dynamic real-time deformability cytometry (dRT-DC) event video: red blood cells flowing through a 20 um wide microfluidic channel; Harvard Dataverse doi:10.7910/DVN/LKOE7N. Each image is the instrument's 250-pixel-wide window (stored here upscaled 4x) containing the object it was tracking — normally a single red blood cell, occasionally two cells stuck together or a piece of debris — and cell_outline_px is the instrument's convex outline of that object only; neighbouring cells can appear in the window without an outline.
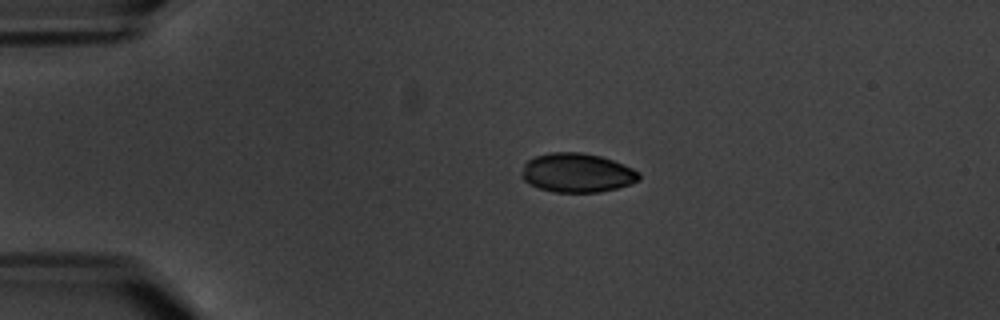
{"species": "common noctule bat (a hibernating species)", "species_latin": "Nyctalus noctula", "temperature_condition": "warm", "stored_images_in_passage": 2, "camera_frame_rate_fps": 3000, "um_per_image_px": 0.085, "animal": {"sex": "male", "body_mass_g": 20.1, "forearm_length_mm": 53.5}, "frame": {"image": 1, "passage_image": 1, "time_ms": 0.0, "image_size_px": [1000, 320], "cell_outline_px": [[640, 180], [632, 184], [600, 192], [556, 192], [540, 188], [528, 184], [524, 180], [524, 164], [528, 160], [536, 156], [548, 152], [580, 152], [600, 156], [624, 164], [640, 172]], "centroid_in_image_um": [49.09, 14.68], "position_along_channel_um": 35.9, "area_um2": 26.65}}